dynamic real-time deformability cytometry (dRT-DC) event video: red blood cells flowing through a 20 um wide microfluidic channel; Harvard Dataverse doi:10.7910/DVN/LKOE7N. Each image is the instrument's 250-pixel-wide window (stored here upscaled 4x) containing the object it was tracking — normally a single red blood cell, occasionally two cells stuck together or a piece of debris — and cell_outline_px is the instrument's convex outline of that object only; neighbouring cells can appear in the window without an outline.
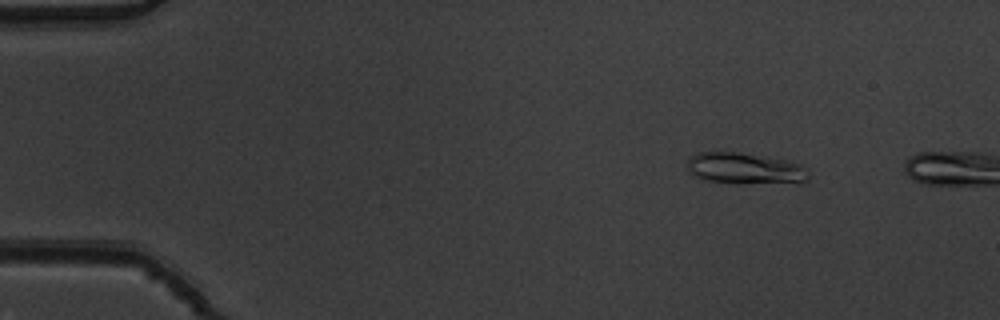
{"species": "common noctule bat (a hibernating species)", "species_latin": "Nyctalus noctula", "temperature_condition": "warm", "stored_images_in_passage": 9, "camera_frame_rate_fps": 3000, "um_per_image_px": 0.085, "animal": {"sex": "male", "body_mass_g": 19.5, "forearm_length_mm": 54.6}, "frame": {"image": 1, "passage_image": 7, "time_ms": 2.0, "image_size_px": [1000, 320], "cell_outline_px": [[808, 180], [800, 184], [736, 184], [708, 180], [696, 176], [688, 168], [688, 160], [696, 152], [736, 152], [788, 160], [800, 164], [808, 168]], "centroid_in_image_um": [63.44, 14.35], "position_along_channel_um": 21.6, "area_um2": 22.6}}